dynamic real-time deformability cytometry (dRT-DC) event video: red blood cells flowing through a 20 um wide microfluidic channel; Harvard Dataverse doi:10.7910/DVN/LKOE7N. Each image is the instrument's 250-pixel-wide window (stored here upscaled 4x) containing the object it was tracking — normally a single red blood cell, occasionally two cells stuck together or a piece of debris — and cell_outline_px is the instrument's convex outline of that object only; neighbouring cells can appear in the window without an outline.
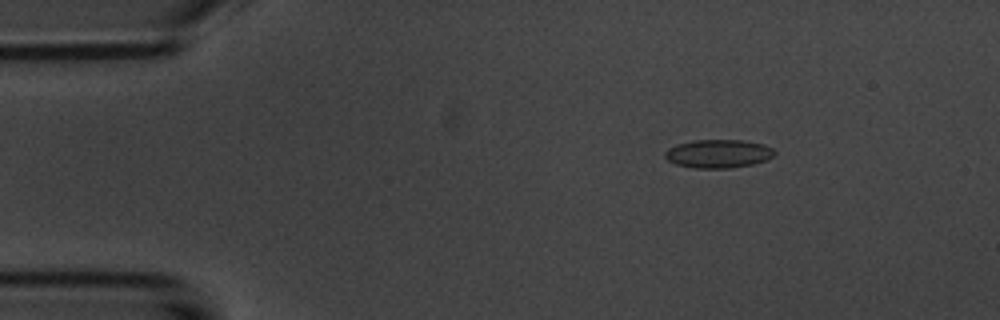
{"species": "common noctule bat (a hibernating species)", "species_latin": "Nyctalus noctula", "temperature_condition": "room temperature", "stored_images_in_passage": 54, "camera_frame_rate_fps": 3000, "um_per_image_px": 0.085, "animal": {"sex": "male", "body_mass_g": 20.1, "forearm_length_mm": 53.5}, "frame": {"image": 1, "passage_image": 8, "time_ms": 2.333, "image_size_px": [1000, 320], "cell_outline_px": [[776, 152], [768, 160], [752, 164], [728, 168], [696, 168], [676, 164], [668, 160], [664, 156], [664, 152], [668, 148], [676, 144], [696, 140], [744, 140], [764, 144], [772, 148]], "centroid_in_image_um": [61.06, 13.06], "position_along_channel_um": 23.9, "area_um2": 18.15}}
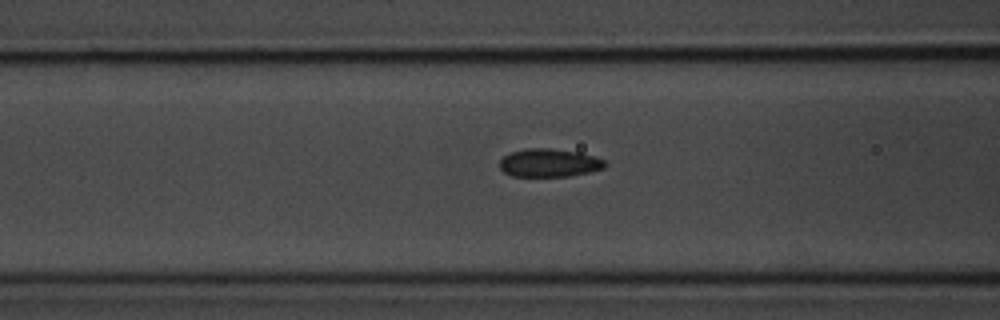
{"frame": {"image": 2, "passage_image": 21, "time_ms": 6.667, "image_size_px": [1000, 320], "cell_outline_px": [[608, 164], [604, 168], [588, 172], [568, 176], [512, 176], [504, 172], [500, 168], [500, 160], [504, 156], [512, 152], [524, 148], [548, 148], [580, 152], [596, 156], [604, 160]], "centroid_in_image_um": [46.7, 13.83], "position_along_channel_um": 119.9, "area_um2": 17.34}}
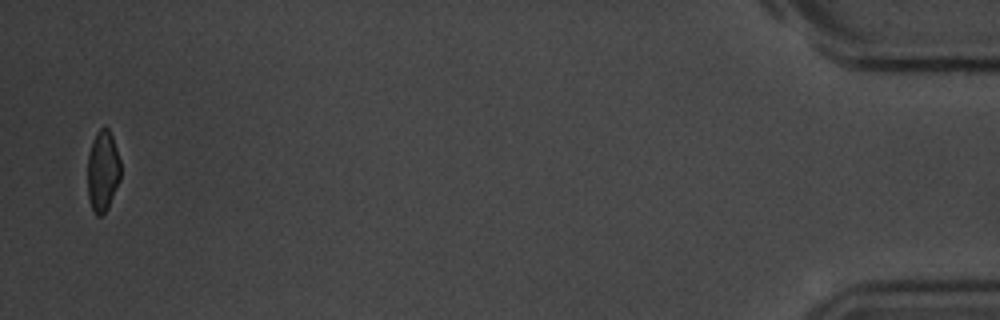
{"frame": {"image": 3, "passage_image": 53, "time_ms": 17.333, "image_size_px": [1000, 320], "cell_outline_px": [[120, 180], [108, 208], [100, 216], [96, 216], [88, 200], [88, 152], [96, 132], [104, 124], [108, 128], [112, 136], [120, 160]], "centroid_in_image_um": [8.73, 14.52], "position_along_channel_um": 426.5, "area_um2": 15.72}, "authors_computed_cell_mechanics": {"area_um2": 17.5134, "velocity_mm_per_s": 3.7112, "shape_relaxation_time_tau1_ms": 3.7248, "shape_relaxation_time_tau2_ms": 4.4003, "deformation_change_tau1": 0.0807, "deformation_change_tau2": 0.071}}